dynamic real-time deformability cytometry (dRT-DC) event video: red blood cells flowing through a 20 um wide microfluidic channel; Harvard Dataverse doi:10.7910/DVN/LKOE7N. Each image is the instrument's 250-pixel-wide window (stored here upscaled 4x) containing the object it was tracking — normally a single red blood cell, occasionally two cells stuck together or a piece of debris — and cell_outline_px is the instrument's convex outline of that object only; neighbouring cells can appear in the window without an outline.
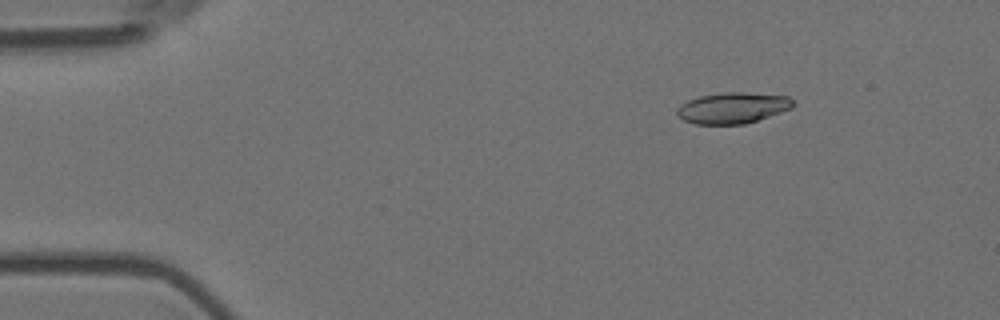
{"species": "Egyptian fruit bat (a non-hibernating species)", "species_latin": "Rousettus aegyptiacus", "temperature_condition": "room temperature", "stored_images_in_passage": 7, "camera_frame_rate_fps": 3000, "um_per_image_px": 0.085, "animal": {"sex": "female"}, "frame": {"image": 1, "passage_image": 3, "time_ms": 0.667, "image_size_px": [1000, 320], "cell_outline_px": [[796, 104], [792, 108], [744, 124], [696, 124], [684, 120], [676, 116], [676, 108], [680, 104], [688, 100], [700, 96], [724, 92], [744, 92], [788, 96]], "centroid_in_image_um": [62.25, 9.16], "position_along_channel_um": 22.8, "area_um2": 20.98}}
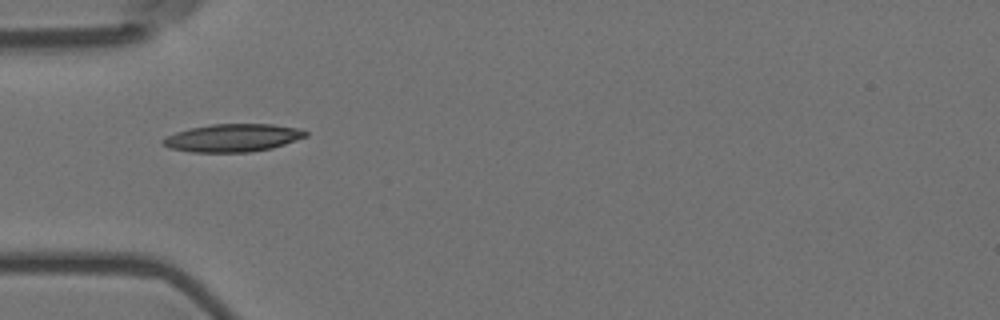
{"frame": {"image": 2, "passage_image": 6, "time_ms": 1.667, "image_size_px": [1000, 320], "cell_outline_px": [[308, 136], [272, 148], [248, 152], [192, 152], [168, 148], [160, 144], [160, 140], [164, 136], [188, 128], [212, 124], [272, 124], [300, 128], [308, 132]], "centroid_in_image_um": [19.74, 11.71], "position_along_channel_um": 65.3, "area_um2": 23.41}}